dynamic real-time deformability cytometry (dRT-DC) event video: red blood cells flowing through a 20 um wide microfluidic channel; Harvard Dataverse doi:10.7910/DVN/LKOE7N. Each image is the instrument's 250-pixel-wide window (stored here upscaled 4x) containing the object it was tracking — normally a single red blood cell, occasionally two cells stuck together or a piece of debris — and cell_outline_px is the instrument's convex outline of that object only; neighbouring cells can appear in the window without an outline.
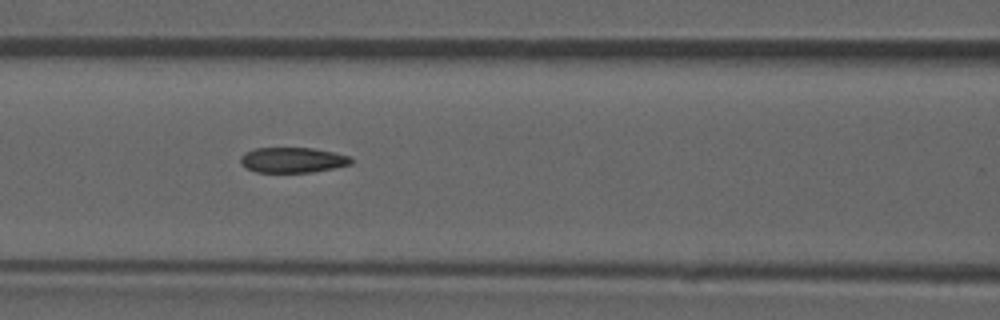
{"species": "common noctule bat (a hibernating species)", "species_latin": "Nyctalus noctula", "temperature_condition": "room temperature", "stored_images_in_passage": 53, "camera_frame_rate_fps": 3000, "um_per_image_px": 0.085, "animal": {"sex": "male", "forearm_length_mm": 52.5}, "frame": {"image": 1, "passage_image": 23, "time_ms": 7.333, "image_size_px": [1000, 320], "cell_outline_px": [[352, 164], [312, 172], [256, 172], [240, 164], [240, 156], [244, 152], [256, 148], [312, 148], [352, 156]], "centroid_in_image_um": [24.86, 13.6], "position_along_channel_um": 141.7, "area_um2": 16.3}, "authors_computed_cell_mechanics": {"area_um2": 17.34, "velocity_mm_per_s": 3.9153, "shape_relaxation_time_tau1_ms": null, "shape_relaxation_time_tau2_ms": 2.5823, "deformation_change_tau1": null, "deformation_change_tau2": 0.1005}}